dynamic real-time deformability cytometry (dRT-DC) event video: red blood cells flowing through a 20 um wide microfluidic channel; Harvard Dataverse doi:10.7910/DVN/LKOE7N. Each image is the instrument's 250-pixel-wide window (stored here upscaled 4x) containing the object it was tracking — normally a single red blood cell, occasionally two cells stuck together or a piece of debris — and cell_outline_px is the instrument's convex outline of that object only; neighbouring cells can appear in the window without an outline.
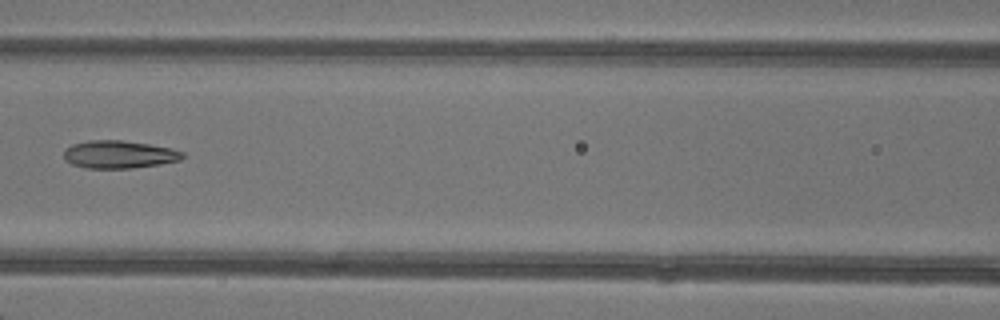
{"species": "common noctule bat (a hibernating species)", "species_latin": "Nyctalus noctula", "temperature_condition": "warm", "stored_images_in_passage": 7, "camera_frame_rate_fps": 3000, "um_per_image_px": 0.085, "animal": {"sex": "female"}, "frame": {"image": 1, "passage_image": 7, "time_ms": 7.0, "image_size_px": [1000, 320], "cell_outline_px": [[184, 156], [180, 160], [160, 164], [132, 168], [84, 168], [72, 164], [64, 160], [64, 148], [72, 144], [88, 140], [124, 140], [148, 144], [168, 148], [184, 152]], "centroid_in_image_um": [10.07, 13.12], "position_along_channel_um": 156.5, "area_um2": 19.25}}